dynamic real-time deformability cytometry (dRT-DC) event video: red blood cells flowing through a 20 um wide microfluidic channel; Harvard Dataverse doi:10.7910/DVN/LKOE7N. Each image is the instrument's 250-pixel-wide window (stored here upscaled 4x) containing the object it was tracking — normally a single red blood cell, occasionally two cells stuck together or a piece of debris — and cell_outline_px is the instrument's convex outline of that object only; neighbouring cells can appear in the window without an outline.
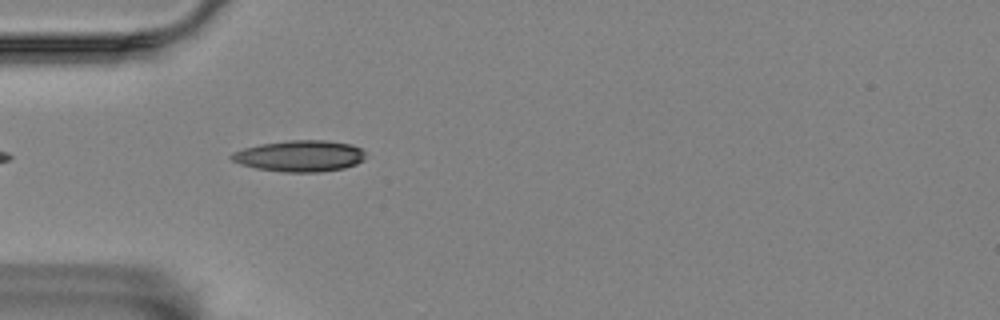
{"species": "Egyptian fruit bat (a non-hibernating species)", "species_latin": "Rousettus aegyptiacus", "temperature_condition": "room temperature", "stored_images_in_passage": 5, "camera_frame_rate_fps": 3000, "um_per_image_px": 0.085, "animal": {"sex": "female"}, "frame": {"image": 1, "passage_image": 4, "time_ms": 3.667, "image_size_px": [1000, 320], "cell_outline_px": [[364, 160], [356, 164], [344, 168], [320, 172], [284, 172], [256, 168], [240, 164], [232, 160], [228, 156], [232, 152], [244, 148], [260, 144], [288, 140], [324, 140], [352, 144], [360, 148], [364, 152]], "centroid_in_image_um": [25.47, 13.26], "position_along_channel_um": 59.5, "area_um2": 24.51}}
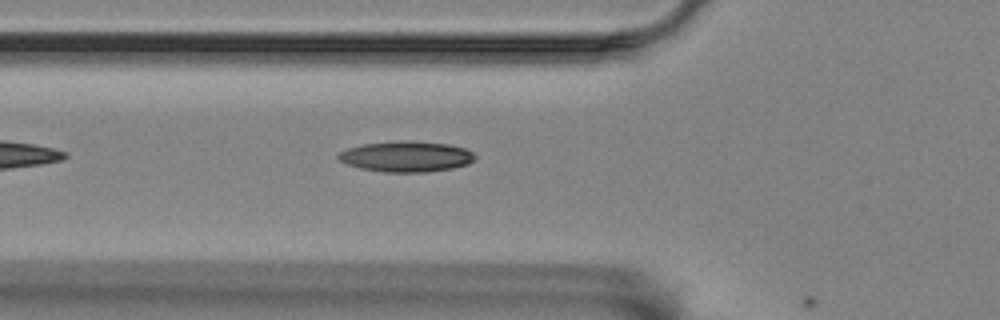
{"frame": {"image": 2, "passage_image": 5, "time_ms": 4.667, "image_size_px": [1000, 320], "cell_outline_px": [[476, 156], [468, 164], [452, 168], [428, 172], [384, 172], [360, 168], [348, 164], [340, 160], [336, 156], [340, 152], [348, 148], [360, 144], [400, 140], [412, 140], [448, 144], [464, 148], [472, 152]], "centroid_in_image_um": [34.52, 13.29], "position_along_channel_um": 91.3, "area_um2": 24.51}}